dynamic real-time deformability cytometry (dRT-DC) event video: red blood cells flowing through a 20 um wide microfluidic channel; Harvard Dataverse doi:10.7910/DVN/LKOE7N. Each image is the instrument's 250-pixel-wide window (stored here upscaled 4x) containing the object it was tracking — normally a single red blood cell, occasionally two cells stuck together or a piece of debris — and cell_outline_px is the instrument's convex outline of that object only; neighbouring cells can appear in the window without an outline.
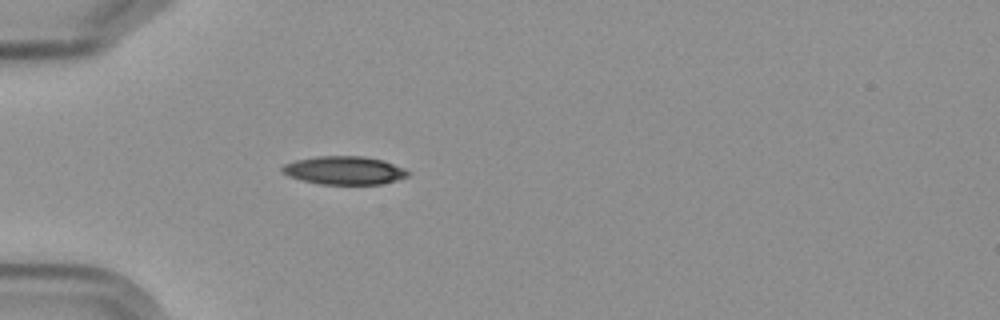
{"species": "Egyptian fruit bat (a non-hibernating species)", "species_latin": "Rousettus aegyptiacus", "temperature_condition": "cold", "stored_images_in_passage": 1, "camera_frame_rate_fps": 3000, "um_per_image_px": 0.085, "frame": {"image": 1, "passage_image": 1, "time_ms": 0.0, "image_size_px": [1000, 320], "cell_outline_px": [[408, 176], [396, 180], [380, 184], [320, 184], [288, 176], [280, 168], [284, 164], [296, 160], [316, 156], [364, 156], [384, 160], [404, 168], [408, 172]], "centroid_in_image_um": [29.27, 14.47], "position_along_channel_um": 55.7, "area_um2": 20.58}}